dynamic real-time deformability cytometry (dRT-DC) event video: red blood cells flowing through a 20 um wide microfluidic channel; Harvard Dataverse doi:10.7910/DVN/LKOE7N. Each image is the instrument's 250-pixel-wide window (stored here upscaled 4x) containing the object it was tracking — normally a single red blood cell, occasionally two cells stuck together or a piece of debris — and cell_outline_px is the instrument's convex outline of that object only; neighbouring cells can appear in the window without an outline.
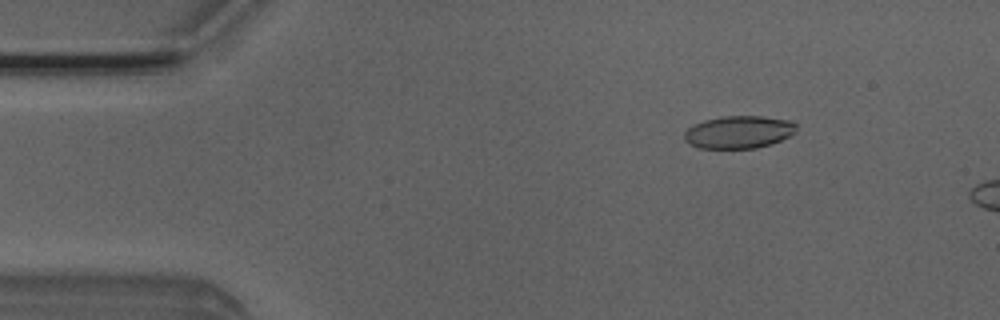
{"species": "Egyptian fruit bat (a non-hibernating species)", "species_latin": "Rousettus aegyptiacus", "temperature_condition": "room temperature", "stored_images_in_passage": 8, "camera_frame_rate_fps": 3000, "um_per_image_px": 0.085, "animal": {"sex": "male"}, "frame": {"image": 1, "passage_image": 4, "time_ms": 1.0, "image_size_px": [1000, 320], "cell_outline_px": [[796, 132], [772, 144], [756, 148], [700, 148], [684, 140], [684, 132], [692, 124], [704, 120], [720, 116], [764, 116], [792, 120], [796, 124]], "centroid_in_image_um": [62.8, 11.21], "position_along_channel_um": 22.2, "area_um2": 21.44}}